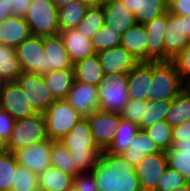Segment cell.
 I'll list each match as a JSON object with an SVG mask.
<instances>
[{"mask_svg": "<svg viewBox=\"0 0 190 191\" xmlns=\"http://www.w3.org/2000/svg\"><path fill=\"white\" fill-rule=\"evenodd\" d=\"M91 172L99 191H142L135 166L123 155L102 152Z\"/></svg>", "mask_w": 190, "mask_h": 191, "instance_id": "1", "label": "cell"}, {"mask_svg": "<svg viewBox=\"0 0 190 191\" xmlns=\"http://www.w3.org/2000/svg\"><path fill=\"white\" fill-rule=\"evenodd\" d=\"M60 142L73 155L75 167L80 173L91 172L102 153L94 143L86 118H81Z\"/></svg>", "mask_w": 190, "mask_h": 191, "instance_id": "2", "label": "cell"}, {"mask_svg": "<svg viewBox=\"0 0 190 191\" xmlns=\"http://www.w3.org/2000/svg\"><path fill=\"white\" fill-rule=\"evenodd\" d=\"M185 87L171 60L153 61L152 95L149 101L172 100Z\"/></svg>", "mask_w": 190, "mask_h": 191, "instance_id": "3", "label": "cell"}, {"mask_svg": "<svg viewBox=\"0 0 190 191\" xmlns=\"http://www.w3.org/2000/svg\"><path fill=\"white\" fill-rule=\"evenodd\" d=\"M42 114L52 141H60L83 118L66 99L55 100Z\"/></svg>", "mask_w": 190, "mask_h": 191, "instance_id": "4", "label": "cell"}, {"mask_svg": "<svg viewBox=\"0 0 190 191\" xmlns=\"http://www.w3.org/2000/svg\"><path fill=\"white\" fill-rule=\"evenodd\" d=\"M47 139L49 138L46 133L44 115L37 113L31 117L15 120L11 136L5 144V150L14 153Z\"/></svg>", "mask_w": 190, "mask_h": 191, "instance_id": "5", "label": "cell"}, {"mask_svg": "<svg viewBox=\"0 0 190 191\" xmlns=\"http://www.w3.org/2000/svg\"><path fill=\"white\" fill-rule=\"evenodd\" d=\"M33 36H54L60 33L58 8L52 0H31L24 17Z\"/></svg>", "mask_w": 190, "mask_h": 191, "instance_id": "6", "label": "cell"}, {"mask_svg": "<svg viewBox=\"0 0 190 191\" xmlns=\"http://www.w3.org/2000/svg\"><path fill=\"white\" fill-rule=\"evenodd\" d=\"M99 109L120 114L127 102L128 73L105 75L98 85Z\"/></svg>", "mask_w": 190, "mask_h": 191, "instance_id": "7", "label": "cell"}, {"mask_svg": "<svg viewBox=\"0 0 190 191\" xmlns=\"http://www.w3.org/2000/svg\"><path fill=\"white\" fill-rule=\"evenodd\" d=\"M190 44V16L172 15L167 11L164 34L165 61H170Z\"/></svg>", "mask_w": 190, "mask_h": 191, "instance_id": "8", "label": "cell"}, {"mask_svg": "<svg viewBox=\"0 0 190 191\" xmlns=\"http://www.w3.org/2000/svg\"><path fill=\"white\" fill-rule=\"evenodd\" d=\"M85 118L95 145L101 152L106 151L114 139L115 129L121 119L120 114L97 109Z\"/></svg>", "mask_w": 190, "mask_h": 191, "instance_id": "9", "label": "cell"}, {"mask_svg": "<svg viewBox=\"0 0 190 191\" xmlns=\"http://www.w3.org/2000/svg\"><path fill=\"white\" fill-rule=\"evenodd\" d=\"M16 82L37 113H43L55 101L42 75L22 72Z\"/></svg>", "mask_w": 190, "mask_h": 191, "instance_id": "10", "label": "cell"}, {"mask_svg": "<svg viewBox=\"0 0 190 191\" xmlns=\"http://www.w3.org/2000/svg\"><path fill=\"white\" fill-rule=\"evenodd\" d=\"M0 108L9 112L15 120L37 114L16 81L3 83L0 90Z\"/></svg>", "mask_w": 190, "mask_h": 191, "instance_id": "11", "label": "cell"}, {"mask_svg": "<svg viewBox=\"0 0 190 191\" xmlns=\"http://www.w3.org/2000/svg\"><path fill=\"white\" fill-rule=\"evenodd\" d=\"M22 72L44 74V46L42 36H31L15 48Z\"/></svg>", "mask_w": 190, "mask_h": 191, "instance_id": "12", "label": "cell"}, {"mask_svg": "<svg viewBox=\"0 0 190 191\" xmlns=\"http://www.w3.org/2000/svg\"><path fill=\"white\" fill-rule=\"evenodd\" d=\"M18 165L37 175L51 165V140H43L14 152Z\"/></svg>", "mask_w": 190, "mask_h": 191, "instance_id": "13", "label": "cell"}, {"mask_svg": "<svg viewBox=\"0 0 190 191\" xmlns=\"http://www.w3.org/2000/svg\"><path fill=\"white\" fill-rule=\"evenodd\" d=\"M168 167L166 152L146 155L135 167L142 191H155L160 177Z\"/></svg>", "mask_w": 190, "mask_h": 191, "instance_id": "14", "label": "cell"}, {"mask_svg": "<svg viewBox=\"0 0 190 191\" xmlns=\"http://www.w3.org/2000/svg\"><path fill=\"white\" fill-rule=\"evenodd\" d=\"M153 61H141L128 73V96L133 100H150Z\"/></svg>", "mask_w": 190, "mask_h": 191, "instance_id": "15", "label": "cell"}, {"mask_svg": "<svg viewBox=\"0 0 190 191\" xmlns=\"http://www.w3.org/2000/svg\"><path fill=\"white\" fill-rule=\"evenodd\" d=\"M66 100L85 118L99 109L98 86L75 80Z\"/></svg>", "mask_w": 190, "mask_h": 191, "instance_id": "16", "label": "cell"}, {"mask_svg": "<svg viewBox=\"0 0 190 191\" xmlns=\"http://www.w3.org/2000/svg\"><path fill=\"white\" fill-rule=\"evenodd\" d=\"M105 75L117 73H129L139 61L123 46L106 49L97 52Z\"/></svg>", "mask_w": 190, "mask_h": 191, "instance_id": "17", "label": "cell"}, {"mask_svg": "<svg viewBox=\"0 0 190 191\" xmlns=\"http://www.w3.org/2000/svg\"><path fill=\"white\" fill-rule=\"evenodd\" d=\"M43 46L46 57L44 61V74L52 70L74 69V64L59 34L43 37Z\"/></svg>", "mask_w": 190, "mask_h": 191, "instance_id": "18", "label": "cell"}, {"mask_svg": "<svg viewBox=\"0 0 190 191\" xmlns=\"http://www.w3.org/2000/svg\"><path fill=\"white\" fill-rule=\"evenodd\" d=\"M144 25L148 36V61H165L164 34L167 26V12Z\"/></svg>", "mask_w": 190, "mask_h": 191, "instance_id": "19", "label": "cell"}, {"mask_svg": "<svg viewBox=\"0 0 190 191\" xmlns=\"http://www.w3.org/2000/svg\"><path fill=\"white\" fill-rule=\"evenodd\" d=\"M103 9L104 25L121 35L137 24L134 13L120 0L104 4Z\"/></svg>", "mask_w": 190, "mask_h": 191, "instance_id": "20", "label": "cell"}, {"mask_svg": "<svg viewBox=\"0 0 190 191\" xmlns=\"http://www.w3.org/2000/svg\"><path fill=\"white\" fill-rule=\"evenodd\" d=\"M32 36L25 19L10 16L0 23V44L15 49L21 42Z\"/></svg>", "mask_w": 190, "mask_h": 191, "instance_id": "21", "label": "cell"}, {"mask_svg": "<svg viewBox=\"0 0 190 191\" xmlns=\"http://www.w3.org/2000/svg\"><path fill=\"white\" fill-rule=\"evenodd\" d=\"M59 35L73 64L96 54L92 41L80 34L76 29L60 31Z\"/></svg>", "mask_w": 190, "mask_h": 191, "instance_id": "22", "label": "cell"}, {"mask_svg": "<svg viewBox=\"0 0 190 191\" xmlns=\"http://www.w3.org/2000/svg\"><path fill=\"white\" fill-rule=\"evenodd\" d=\"M121 46L139 62L148 61V36L144 24H135L122 34Z\"/></svg>", "mask_w": 190, "mask_h": 191, "instance_id": "23", "label": "cell"}, {"mask_svg": "<svg viewBox=\"0 0 190 191\" xmlns=\"http://www.w3.org/2000/svg\"><path fill=\"white\" fill-rule=\"evenodd\" d=\"M134 13L138 24H145L168 11V0H120Z\"/></svg>", "mask_w": 190, "mask_h": 191, "instance_id": "24", "label": "cell"}, {"mask_svg": "<svg viewBox=\"0 0 190 191\" xmlns=\"http://www.w3.org/2000/svg\"><path fill=\"white\" fill-rule=\"evenodd\" d=\"M161 152L155 142L148 136L145 130H139L129 145V149L123 153L124 158L135 167L146 157Z\"/></svg>", "mask_w": 190, "mask_h": 191, "instance_id": "25", "label": "cell"}, {"mask_svg": "<svg viewBox=\"0 0 190 191\" xmlns=\"http://www.w3.org/2000/svg\"><path fill=\"white\" fill-rule=\"evenodd\" d=\"M42 77L55 100L66 99L75 81V71L74 69L52 70Z\"/></svg>", "mask_w": 190, "mask_h": 191, "instance_id": "26", "label": "cell"}, {"mask_svg": "<svg viewBox=\"0 0 190 191\" xmlns=\"http://www.w3.org/2000/svg\"><path fill=\"white\" fill-rule=\"evenodd\" d=\"M74 71L76 81L89 85L98 86L105 77L97 53L76 62L74 64Z\"/></svg>", "mask_w": 190, "mask_h": 191, "instance_id": "27", "label": "cell"}, {"mask_svg": "<svg viewBox=\"0 0 190 191\" xmlns=\"http://www.w3.org/2000/svg\"><path fill=\"white\" fill-rule=\"evenodd\" d=\"M74 177L50 167L38 174L40 191H65L73 187Z\"/></svg>", "mask_w": 190, "mask_h": 191, "instance_id": "28", "label": "cell"}, {"mask_svg": "<svg viewBox=\"0 0 190 191\" xmlns=\"http://www.w3.org/2000/svg\"><path fill=\"white\" fill-rule=\"evenodd\" d=\"M140 130L139 126L129 120L121 118L119 125L115 129V135L108 149L103 152H109L116 155H122L129 149L133 136Z\"/></svg>", "mask_w": 190, "mask_h": 191, "instance_id": "29", "label": "cell"}, {"mask_svg": "<svg viewBox=\"0 0 190 191\" xmlns=\"http://www.w3.org/2000/svg\"><path fill=\"white\" fill-rule=\"evenodd\" d=\"M90 6L82 0H73L71 3L58 9L59 30L75 29L85 17Z\"/></svg>", "mask_w": 190, "mask_h": 191, "instance_id": "30", "label": "cell"}, {"mask_svg": "<svg viewBox=\"0 0 190 191\" xmlns=\"http://www.w3.org/2000/svg\"><path fill=\"white\" fill-rule=\"evenodd\" d=\"M22 74L15 49L0 44V79L3 82H14Z\"/></svg>", "mask_w": 190, "mask_h": 191, "instance_id": "31", "label": "cell"}, {"mask_svg": "<svg viewBox=\"0 0 190 191\" xmlns=\"http://www.w3.org/2000/svg\"><path fill=\"white\" fill-rule=\"evenodd\" d=\"M188 120H190V92L185 87L171 100V107L167 114L166 121L172 127H176Z\"/></svg>", "mask_w": 190, "mask_h": 191, "instance_id": "32", "label": "cell"}, {"mask_svg": "<svg viewBox=\"0 0 190 191\" xmlns=\"http://www.w3.org/2000/svg\"><path fill=\"white\" fill-rule=\"evenodd\" d=\"M51 165L53 168L62 170L64 173L75 177L80 172L76 169L73 155L60 142L51 140Z\"/></svg>", "mask_w": 190, "mask_h": 191, "instance_id": "33", "label": "cell"}, {"mask_svg": "<svg viewBox=\"0 0 190 191\" xmlns=\"http://www.w3.org/2000/svg\"><path fill=\"white\" fill-rule=\"evenodd\" d=\"M171 107V100L145 101V112L141 122L138 124L144 130L158 121L166 120Z\"/></svg>", "mask_w": 190, "mask_h": 191, "instance_id": "34", "label": "cell"}, {"mask_svg": "<svg viewBox=\"0 0 190 191\" xmlns=\"http://www.w3.org/2000/svg\"><path fill=\"white\" fill-rule=\"evenodd\" d=\"M104 25L103 5L90 6L79 25L75 28L80 34L92 40L98 30Z\"/></svg>", "mask_w": 190, "mask_h": 191, "instance_id": "35", "label": "cell"}, {"mask_svg": "<svg viewBox=\"0 0 190 191\" xmlns=\"http://www.w3.org/2000/svg\"><path fill=\"white\" fill-rule=\"evenodd\" d=\"M18 163L13 152H0V191H12Z\"/></svg>", "mask_w": 190, "mask_h": 191, "instance_id": "36", "label": "cell"}, {"mask_svg": "<svg viewBox=\"0 0 190 191\" xmlns=\"http://www.w3.org/2000/svg\"><path fill=\"white\" fill-rule=\"evenodd\" d=\"M144 130L161 151L166 152L172 147V126L166 120L158 121Z\"/></svg>", "mask_w": 190, "mask_h": 191, "instance_id": "37", "label": "cell"}, {"mask_svg": "<svg viewBox=\"0 0 190 191\" xmlns=\"http://www.w3.org/2000/svg\"><path fill=\"white\" fill-rule=\"evenodd\" d=\"M166 157L168 167L178 171L190 182V151L175 150L171 147L166 151Z\"/></svg>", "mask_w": 190, "mask_h": 191, "instance_id": "38", "label": "cell"}, {"mask_svg": "<svg viewBox=\"0 0 190 191\" xmlns=\"http://www.w3.org/2000/svg\"><path fill=\"white\" fill-rule=\"evenodd\" d=\"M122 35L103 25L92 38L94 51L114 48L121 45Z\"/></svg>", "mask_w": 190, "mask_h": 191, "instance_id": "39", "label": "cell"}, {"mask_svg": "<svg viewBox=\"0 0 190 191\" xmlns=\"http://www.w3.org/2000/svg\"><path fill=\"white\" fill-rule=\"evenodd\" d=\"M12 191H39L38 175L18 165Z\"/></svg>", "mask_w": 190, "mask_h": 191, "instance_id": "40", "label": "cell"}, {"mask_svg": "<svg viewBox=\"0 0 190 191\" xmlns=\"http://www.w3.org/2000/svg\"><path fill=\"white\" fill-rule=\"evenodd\" d=\"M187 183L188 181L178 171L167 167L160 177L155 191H173Z\"/></svg>", "mask_w": 190, "mask_h": 191, "instance_id": "41", "label": "cell"}, {"mask_svg": "<svg viewBox=\"0 0 190 191\" xmlns=\"http://www.w3.org/2000/svg\"><path fill=\"white\" fill-rule=\"evenodd\" d=\"M145 112V101L129 99L120 113L121 118L129 120L135 124L141 122Z\"/></svg>", "mask_w": 190, "mask_h": 191, "instance_id": "42", "label": "cell"}, {"mask_svg": "<svg viewBox=\"0 0 190 191\" xmlns=\"http://www.w3.org/2000/svg\"><path fill=\"white\" fill-rule=\"evenodd\" d=\"M171 61L175 64L176 70L182 82L186 85L190 82V44L178 53Z\"/></svg>", "mask_w": 190, "mask_h": 191, "instance_id": "43", "label": "cell"}, {"mask_svg": "<svg viewBox=\"0 0 190 191\" xmlns=\"http://www.w3.org/2000/svg\"><path fill=\"white\" fill-rule=\"evenodd\" d=\"M73 191H99L98 184L92 172L79 173L73 179Z\"/></svg>", "mask_w": 190, "mask_h": 191, "instance_id": "44", "label": "cell"}, {"mask_svg": "<svg viewBox=\"0 0 190 191\" xmlns=\"http://www.w3.org/2000/svg\"><path fill=\"white\" fill-rule=\"evenodd\" d=\"M15 119L13 116L0 108V139L6 144L13 131Z\"/></svg>", "mask_w": 190, "mask_h": 191, "instance_id": "45", "label": "cell"}, {"mask_svg": "<svg viewBox=\"0 0 190 191\" xmlns=\"http://www.w3.org/2000/svg\"><path fill=\"white\" fill-rule=\"evenodd\" d=\"M168 12L172 15L190 16V0H168Z\"/></svg>", "mask_w": 190, "mask_h": 191, "instance_id": "46", "label": "cell"}, {"mask_svg": "<svg viewBox=\"0 0 190 191\" xmlns=\"http://www.w3.org/2000/svg\"><path fill=\"white\" fill-rule=\"evenodd\" d=\"M173 143L190 140V120L172 127Z\"/></svg>", "mask_w": 190, "mask_h": 191, "instance_id": "47", "label": "cell"}, {"mask_svg": "<svg viewBox=\"0 0 190 191\" xmlns=\"http://www.w3.org/2000/svg\"><path fill=\"white\" fill-rule=\"evenodd\" d=\"M31 0H14V5H11L12 16L24 18L27 14Z\"/></svg>", "mask_w": 190, "mask_h": 191, "instance_id": "48", "label": "cell"}, {"mask_svg": "<svg viewBox=\"0 0 190 191\" xmlns=\"http://www.w3.org/2000/svg\"><path fill=\"white\" fill-rule=\"evenodd\" d=\"M11 5H14V0H0V23L12 16Z\"/></svg>", "mask_w": 190, "mask_h": 191, "instance_id": "49", "label": "cell"}, {"mask_svg": "<svg viewBox=\"0 0 190 191\" xmlns=\"http://www.w3.org/2000/svg\"><path fill=\"white\" fill-rule=\"evenodd\" d=\"M172 147L175 150H189L190 151V140L173 143Z\"/></svg>", "mask_w": 190, "mask_h": 191, "instance_id": "50", "label": "cell"}, {"mask_svg": "<svg viewBox=\"0 0 190 191\" xmlns=\"http://www.w3.org/2000/svg\"><path fill=\"white\" fill-rule=\"evenodd\" d=\"M73 0H52V2L56 5L59 9L61 7L66 6L67 4L71 3Z\"/></svg>", "mask_w": 190, "mask_h": 191, "instance_id": "51", "label": "cell"}, {"mask_svg": "<svg viewBox=\"0 0 190 191\" xmlns=\"http://www.w3.org/2000/svg\"><path fill=\"white\" fill-rule=\"evenodd\" d=\"M85 4L89 6H99L101 5V0H82Z\"/></svg>", "mask_w": 190, "mask_h": 191, "instance_id": "52", "label": "cell"}, {"mask_svg": "<svg viewBox=\"0 0 190 191\" xmlns=\"http://www.w3.org/2000/svg\"><path fill=\"white\" fill-rule=\"evenodd\" d=\"M173 191H190V182H188L186 185L179 187L178 189Z\"/></svg>", "mask_w": 190, "mask_h": 191, "instance_id": "53", "label": "cell"}, {"mask_svg": "<svg viewBox=\"0 0 190 191\" xmlns=\"http://www.w3.org/2000/svg\"><path fill=\"white\" fill-rule=\"evenodd\" d=\"M5 150V144L0 139V152Z\"/></svg>", "mask_w": 190, "mask_h": 191, "instance_id": "54", "label": "cell"}, {"mask_svg": "<svg viewBox=\"0 0 190 191\" xmlns=\"http://www.w3.org/2000/svg\"><path fill=\"white\" fill-rule=\"evenodd\" d=\"M112 1H116V0H101V5H104L108 2H112Z\"/></svg>", "mask_w": 190, "mask_h": 191, "instance_id": "55", "label": "cell"}, {"mask_svg": "<svg viewBox=\"0 0 190 191\" xmlns=\"http://www.w3.org/2000/svg\"><path fill=\"white\" fill-rule=\"evenodd\" d=\"M186 88L189 90L190 92V82L186 84Z\"/></svg>", "mask_w": 190, "mask_h": 191, "instance_id": "56", "label": "cell"}, {"mask_svg": "<svg viewBox=\"0 0 190 191\" xmlns=\"http://www.w3.org/2000/svg\"><path fill=\"white\" fill-rule=\"evenodd\" d=\"M3 83H4V82L0 79V90H1V88H2Z\"/></svg>", "mask_w": 190, "mask_h": 191, "instance_id": "57", "label": "cell"}]
</instances>
